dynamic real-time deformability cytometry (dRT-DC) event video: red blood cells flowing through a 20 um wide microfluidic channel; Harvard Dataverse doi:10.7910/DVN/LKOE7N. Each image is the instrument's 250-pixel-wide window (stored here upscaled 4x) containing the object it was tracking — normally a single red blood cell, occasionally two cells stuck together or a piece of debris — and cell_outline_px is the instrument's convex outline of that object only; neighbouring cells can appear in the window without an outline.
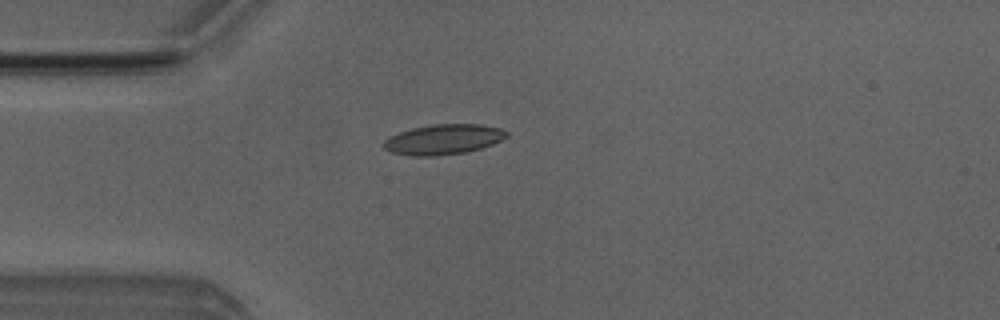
{"species": "Egyptian fruit bat (a non-hibernating species)", "species_latin": "Rousettus aegyptiacus", "temperature_condition": "room temperature", "stored_images_in_passage": 4, "camera_frame_rate_fps": 3000, "um_per_image_px": 0.085, "animal": {"sex": "male"}, "frame": {"image": 1, "passage_image": 4, "time_ms": 4.0, "image_size_px": [1000, 320], "cell_outline_px": [[508, 136], [492, 144], [480, 148], [464, 152], [432, 156], [412, 156], [392, 152], [384, 148], [384, 140], [388, 136], [412, 128], [432, 124], [480, 124], [500, 128], [508, 132]], "centroid_in_image_um": [37.67, 11.84], "position_along_channel_um": 47.3, "area_um2": 21.44}}